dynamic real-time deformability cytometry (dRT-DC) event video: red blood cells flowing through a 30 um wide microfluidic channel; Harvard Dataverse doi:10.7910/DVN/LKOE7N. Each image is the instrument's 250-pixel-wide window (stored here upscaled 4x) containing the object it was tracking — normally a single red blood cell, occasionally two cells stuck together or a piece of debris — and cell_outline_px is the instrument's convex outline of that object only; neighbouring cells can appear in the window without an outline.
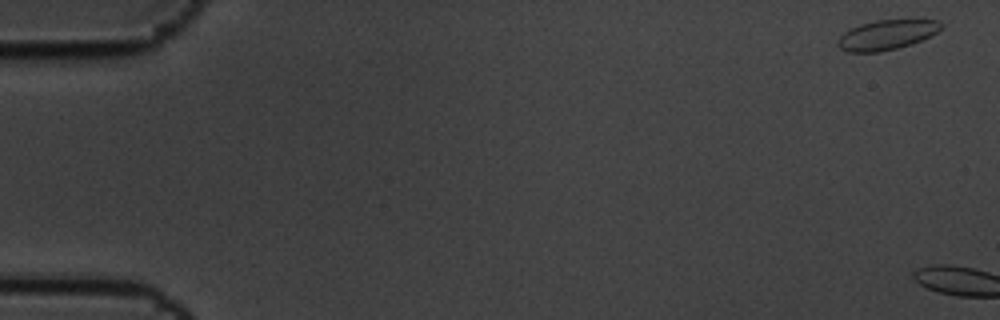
{"species": "common noctule bat (a hibernating species)", "species_latin": "Nyctalus noctula", "temperature_condition": "cold", "stored_images_in_passage": 2, "camera_frame_rate_fps": 3000, "um_per_image_px": 0.085, "animal": {"sex": "male", "body_mass_g": 19.5, "forearm_length_mm": 54.6}, "frame": {"image": 1, "passage_image": 1, "time_ms": 0.0, "image_size_px": [1000, 320], "cell_outline_px": [[944, 24], [936, 32], [920, 40], [896, 48], [880, 52], [848, 52], [840, 48], [836, 44], [840, 36], [844, 32], [860, 24], [876, 20], [940, 20]], "centroid_in_image_um": [75.33, 2.96], "position_along_channel_um": 9.7, "area_um2": 17.63}}